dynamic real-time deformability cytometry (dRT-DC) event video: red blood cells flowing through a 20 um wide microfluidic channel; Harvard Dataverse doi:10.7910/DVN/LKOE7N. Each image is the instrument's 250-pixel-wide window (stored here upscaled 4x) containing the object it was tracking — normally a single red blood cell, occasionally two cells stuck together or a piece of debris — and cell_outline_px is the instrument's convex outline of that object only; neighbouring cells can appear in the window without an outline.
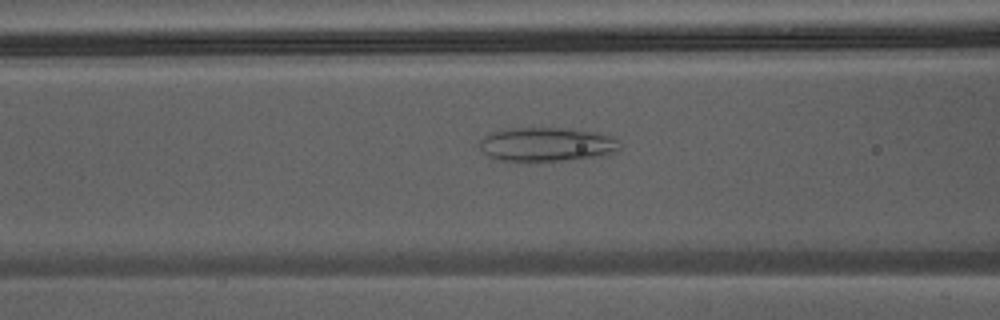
{"species": "Egyptian fruit bat (a non-hibernating species)", "species_latin": "Rousettus aegyptiacus", "temperature_condition": "warm", "stored_images_in_passage": 26, "camera_frame_rate_fps": 3000, "um_per_image_px": 0.085, "animal": {"sex": "male"}, "frame": {"image": 1, "passage_image": 8, "time_ms": 2.333, "image_size_px": [1000, 320], "cell_outline_px": [[620, 152], [604, 156], [528, 164], [492, 160], [480, 148], [480, 140], [484, 136], [492, 132], [508, 128], [564, 128], [596, 132], [612, 136], [616, 140], [620, 148]], "centroid_in_image_um": [46.44, 12.32], "position_along_channel_um": 120.2, "area_um2": 28.9}}